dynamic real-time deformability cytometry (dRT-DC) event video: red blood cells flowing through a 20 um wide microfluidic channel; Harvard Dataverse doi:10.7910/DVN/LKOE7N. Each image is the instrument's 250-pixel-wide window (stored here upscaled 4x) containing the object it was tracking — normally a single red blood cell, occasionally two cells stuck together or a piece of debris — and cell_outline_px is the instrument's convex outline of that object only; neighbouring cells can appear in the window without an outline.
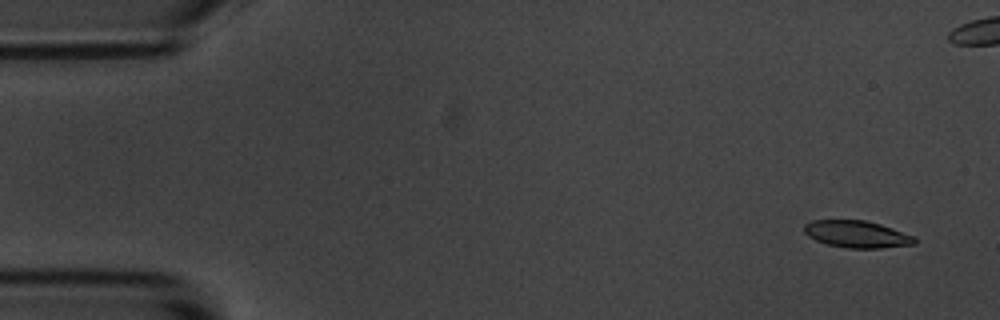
{"species": "common noctule bat (a hibernating species)", "species_latin": "Nyctalus noctula", "temperature_condition": "room temperature", "stored_images_in_passage": 6, "camera_frame_rate_fps": 3000, "um_per_image_px": 0.085, "animal": {"sex": "male", "body_mass_g": 20.1, "forearm_length_mm": 53.5}, "frame": {"image": 1, "passage_image": 1, "time_ms": 0.0, "image_size_px": [1000, 320], "cell_outline_px": [[916, 244], [880, 248], [848, 248], [828, 244], [816, 240], [808, 236], [804, 232], [804, 224], [812, 220], [864, 220], [880, 224], [916, 236]], "centroid_in_image_um": [72.85, 19.9], "position_along_channel_um": 12.1, "area_um2": 17.4}}
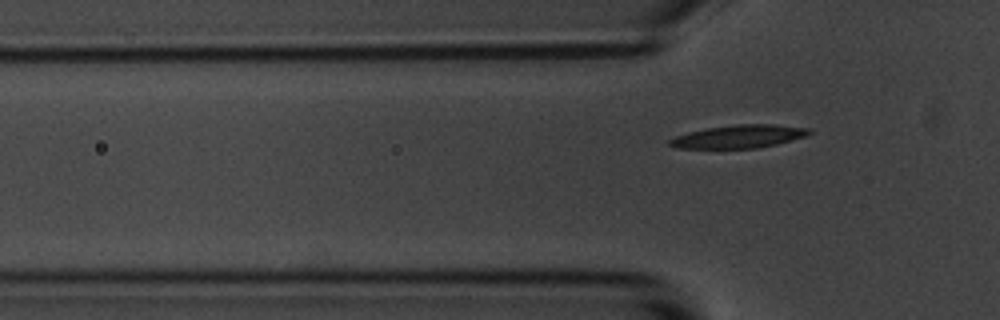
{"frame": {"image": 2, "passage_image": 6, "time_ms": 1.667, "image_size_px": [1000, 320], "cell_outline_px": [[812, 132], [804, 136], [776, 144], [756, 148], [676, 148], [668, 144], [668, 140], [676, 136], [688, 132], [708, 128], [736, 124], [776, 124], [812, 128]], "centroid_in_image_um": [62.81, 11.59], "position_along_channel_um": 63.0, "area_um2": 18.67}}